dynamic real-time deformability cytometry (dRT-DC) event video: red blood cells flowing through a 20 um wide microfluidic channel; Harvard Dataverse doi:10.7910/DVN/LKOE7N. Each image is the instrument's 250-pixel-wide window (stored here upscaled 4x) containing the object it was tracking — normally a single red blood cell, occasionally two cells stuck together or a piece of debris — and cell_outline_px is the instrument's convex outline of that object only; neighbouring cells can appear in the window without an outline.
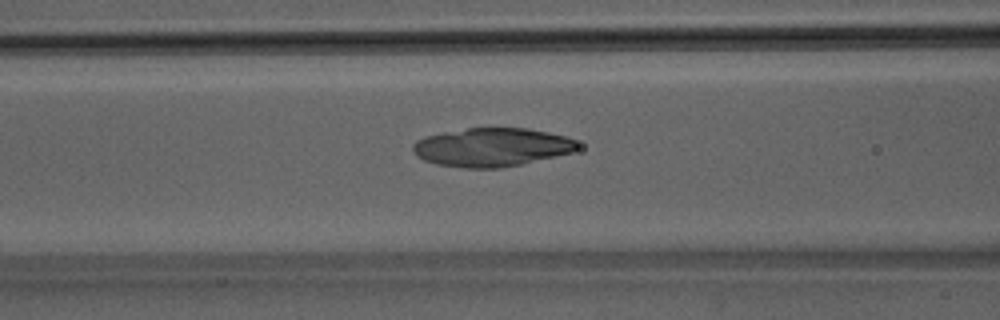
{"species": "Egyptian fruit bat (a non-hibernating species)", "species_latin": "Rousettus aegyptiacus", "temperature_condition": "room temperature", "stored_images_in_passage": 40, "camera_frame_rate_fps": 3000, "um_per_image_px": 0.085, "animal": {"sex": "male"}, "frame": {"image": 1, "passage_image": 11, "time_ms": 3.333, "image_size_px": [1000, 320], "cell_outline_px": [[580, 144], [572, 152], [520, 164], [500, 168], [464, 168], [436, 164], [424, 160], [416, 156], [412, 152], [412, 144], [416, 140], [424, 136], [444, 132], [468, 128], [528, 128], [548, 132], [564, 136], [576, 140]], "centroid_in_image_um": [41.75, 12.51], "position_along_channel_um": 124.9, "area_um2": 36.99}}
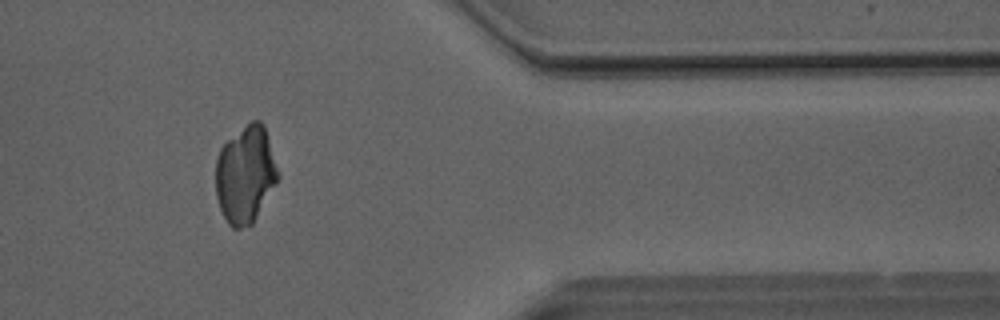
{"frame": {"image": 2, "passage_image": 32, "time_ms": 10.333, "image_size_px": [1000, 320], "cell_outline_px": [[280, 176], [276, 184], [252, 224], [240, 228], [232, 228], [228, 224], [220, 208], [216, 196], [216, 160], [220, 148], [228, 140], [252, 120], [260, 120], [264, 124]], "centroid_in_image_um": [20.86, 14.84], "position_along_channel_um": 390.5, "area_um2": 35.08}}
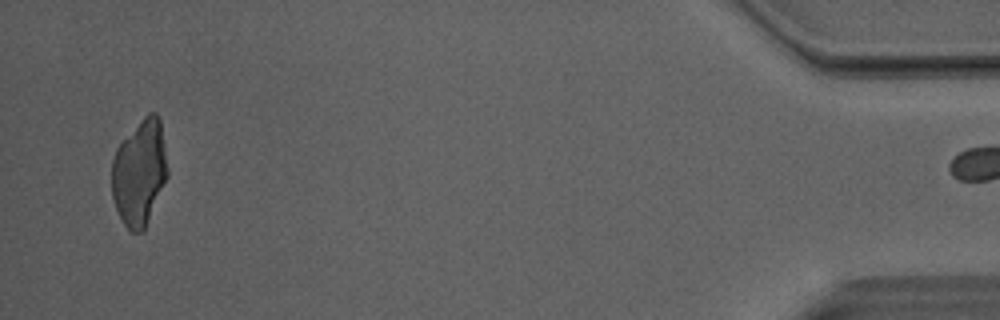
{"frame": {"image": 3, "passage_image": 39, "time_ms": 12.667, "image_size_px": [1000, 320], "cell_outline_px": [[168, 176], [144, 232], [132, 232], [124, 224], [116, 208], [112, 196], [112, 160], [116, 148], [144, 116], [148, 112], [156, 112], [160, 120], [168, 172]], "centroid_in_image_um": [11.86, 14.69], "position_along_channel_um": 423.3, "area_um2": 34.28}}